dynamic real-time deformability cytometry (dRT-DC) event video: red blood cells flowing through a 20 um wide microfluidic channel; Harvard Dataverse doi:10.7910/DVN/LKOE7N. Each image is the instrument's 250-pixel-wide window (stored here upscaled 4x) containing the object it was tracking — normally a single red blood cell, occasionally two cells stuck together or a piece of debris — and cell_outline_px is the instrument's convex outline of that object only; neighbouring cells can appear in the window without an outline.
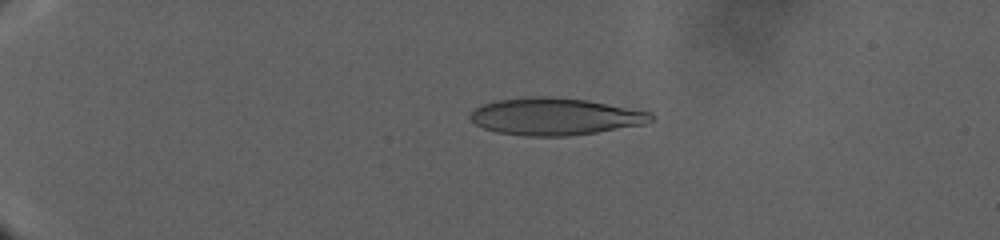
{"species": "human", "species_latin": "Homo sapiens", "temperature_condition": "warm", "stored_images_in_passage": 85, "camera_frame_rate_fps": 3000, "um_per_image_px": 0.085, "donor": {"sex": "male"}, "frame": {"image": 1, "passage_image": 23, "time_ms": 10.0, "image_size_px": [1000, 240], "cell_outline_px": [[656, 120], [644, 124], [596, 132], [568, 136], [524, 136], [496, 132], [484, 128], [476, 124], [468, 116], [476, 108], [484, 104], [496, 100], [528, 96], [548, 96], [588, 100], [652, 112]], "centroid_in_image_um": [47.2, 9.9], "position_along_channel_um": 37.8, "area_um2": 39.25}}
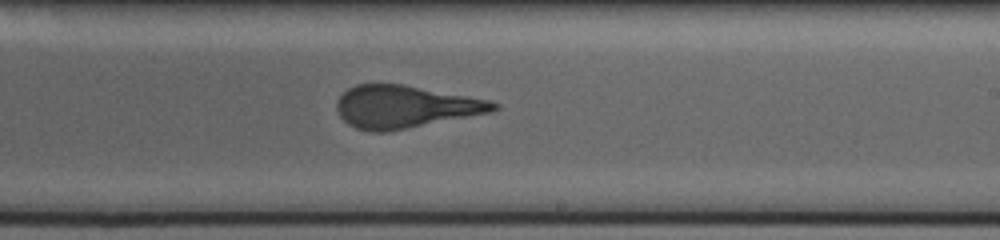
{"frame": {"image": 2, "passage_image": 58, "time_ms": 26.333, "image_size_px": [1000, 240], "cell_outline_px": [[500, 108], [492, 112], [388, 132], [372, 132], [356, 128], [348, 124], [340, 116], [336, 108], [336, 100], [348, 88], [356, 84], [404, 84], [488, 100], [500, 104]], "centroid_in_image_um": [34.42, 9.08], "position_along_channel_um": 254.6, "area_um2": 38.84}}
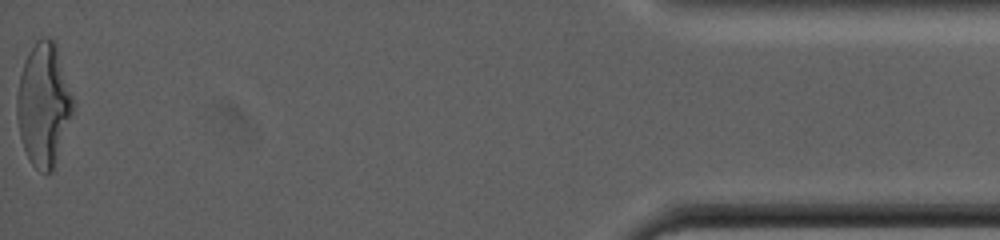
{"frame": {"image": 3, "passage_image": 85, "time_ms": 39.667, "image_size_px": [1000, 240], "cell_outline_px": [[72, 112], [52, 172], [44, 172], [36, 168], [28, 160], [20, 136], [16, 116], [16, 96], [20, 76], [24, 60], [28, 52], [36, 40], [44, 36], [48, 36], [56, 44], [72, 96]], "centroid_in_image_um": [3.67, 8.86], "position_along_channel_um": 431.5, "area_um2": 39.59}}